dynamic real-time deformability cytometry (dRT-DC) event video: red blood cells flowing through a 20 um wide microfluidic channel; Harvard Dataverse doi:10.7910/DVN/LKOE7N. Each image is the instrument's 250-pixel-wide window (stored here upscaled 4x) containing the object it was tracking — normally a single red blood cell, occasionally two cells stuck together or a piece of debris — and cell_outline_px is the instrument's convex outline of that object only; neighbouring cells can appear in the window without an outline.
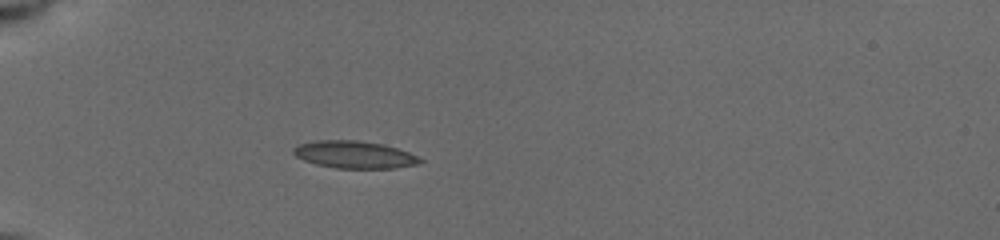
{"species": "common noctule bat (a hibernating species)", "species_latin": "Nyctalus noctula", "temperature_condition": "cold", "stored_images_in_passage": 27, "camera_frame_rate_fps": 3000, "um_per_image_px": 0.085, "animal": {"sex": "female", "body_mass_g": 19.5, "forearm_length_mm": 54.1}, "frame": {"image": 1, "passage_image": 3, "time_ms": 2.333, "image_size_px": [1000, 240], "cell_outline_px": [[424, 164], [396, 168], [336, 168], [316, 164], [304, 160], [296, 156], [292, 152], [292, 148], [300, 144], [316, 140], [356, 140], [384, 144], [408, 152], [424, 160]], "centroid_in_image_um": [30.16, 13.15], "position_along_channel_um": 54.8, "area_um2": 20.29}}
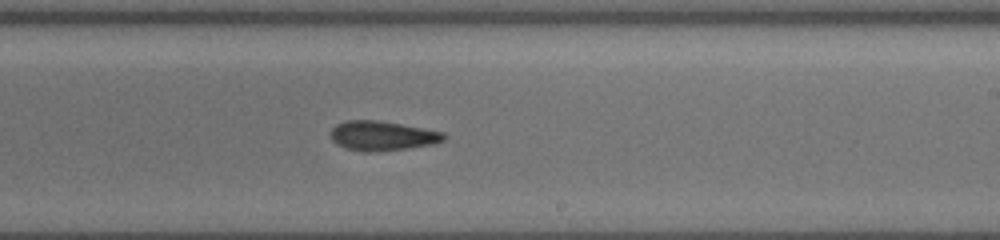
{"frame": {"image": 2, "passage_image": 17, "time_ms": 8.0, "image_size_px": [1000, 240], "cell_outline_px": [[448, 136], [444, 140], [436, 144], [408, 148], [376, 152], [364, 152], [348, 148], [336, 144], [332, 140], [332, 128], [336, 124], [348, 120], [376, 120], [400, 124], [444, 132]], "centroid_in_image_um": [32.53, 11.55], "position_along_channel_um": 256.5, "area_um2": 19.48}}
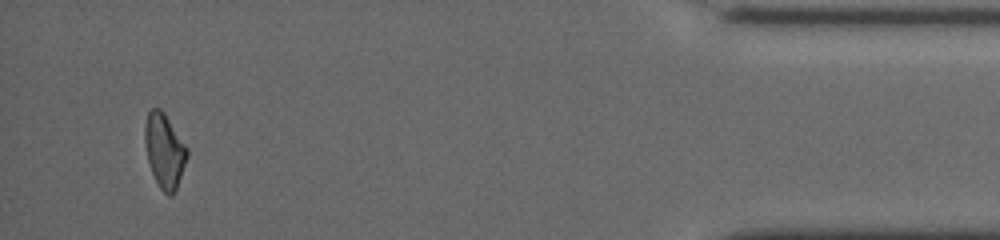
{"frame": {"image": 3, "passage_image": 27, "time_ms": 13.667, "image_size_px": [1000, 240], "cell_outline_px": [[188, 156], [176, 188], [172, 196], [168, 196], [160, 188], [152, 172], [148, 160], [144, 140], [144, 124], [148, 112], [152, 108], [160, 108], [164, 112], [188, 148]], "centroid_in_image_um": [13.97, 12.78], "position_along_channel_um": 421.2, "area_um2": 18.21}, "authors_computed_cell_mechanics": {"area_um2": 19.8254, "velocity_mm_per_s": 3.9415, "shape_relaxation_time_tau1_ms": 8.3498, "shape_relaxation_time_tau2_ms": 3.5663, "deformation_change_tau1": 0.1645, "deformation_change_tau2": 0.1066}}